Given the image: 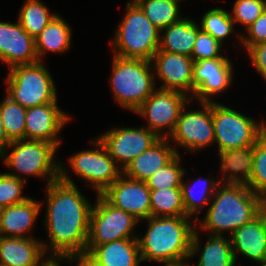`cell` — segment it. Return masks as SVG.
Wrapping results in <instances>:
<instances>
[{"mask_svg": "<svg viewBox=\"0 0 266 266\" xmlns=\"http://www.w3.org/2000/svg\"><path fill=\"white\" fill-rule=\"evenodd\" d=\"M0 115L10 141L25 139L26 108L6 95L0 102Z\"/></svg>", "mask_w": 266, "mask_h": 266, "instance_id": "32", "label": "cell"}, {"mask_svg": "<svg viewBox=\"0 0 266 266\" xmlns=\"http://www.w3.org/2000/svg\"><path fill=\"white\" fill-rule=\"evenodd\" d=\"M180 0H139L136 4L159 30L179 21Z\"/></svg>", "mask_w": 266, "mask_h": 266, "instance_id": "31", "label": "cell"}, {"mask_svg": "<svg viewBox=\"0 0 266 266\" xmlns=\"http://www.w3.org/2000/svg\"><path fill=\"white\" fill-rule=\"evenodd\" d=\"M113 57L110 83L114 98L122 108L134 112L156 89L152 61Z\"/></svg>", "mask_w": 266, "mask_h": 266, "instance_id": "4", "label": "cell"}, {"mask_svg": "<svg viewBox=\"0 0 266 266\" xmlns=\"http://www.w3.org/2000/svg\"><path fill=\"white\" fill-rule=\"evenodd\" d=\"M96 199L90 213L86 247H95L126 238H137L138 235L133 233L139 223L137 219L129 213L115 208L101 195H97Z\"/></svg>", "mask_w": 266, "mask_h": 266, "instance_id": "9", "label": "cell"}, {"mask_svg": "<svg viewBox=\"0 0 266 266\" xmlns=\"http://www.w3.org/2000/svg\"><path fill=\"white\" fill-rule=\"evenodd\" d=\"M6 95L24 108L57 103L55 82L42 61L10 68Z\"/></svg>", "mask_w": 266, "mask_h": 266, "instance_id": "7", "label": "cell"}, {"mask_svg": "<svg viewBox=\"0 0 266 266\" xmlns=\"http://www.w3.org/2000/svg\"><path fill=\"white\" fill-rule=\"evenodd\" d=\"M212 118L217 151L254 146L266 131L265 120L257 123L252 117L216 101H212Z\"/></svg>", "mask_w": 266, "mask_h": 266, "instance_id": "8", "label": "cell"}, {"mask_svg": "<svg viewBox=\"0 0 266 266\" xmlns=\"http://www.w3.org/2000/svg\"><path fill=\"white\" fill-rule=\"evenodd\" d=\"M61 261H67L68 263H75L76 259L67 256H48L38 266H62Z\"/></svg>", "mask_w": 266, "mask_h": 266, "instance_id": "41", "label": "cell"}, {"mask_svg": "<svg viewBox=\"0 0 266 266\" xmlns=\"http://www.w3.org/2000/svg\"><path fill=\"white\" fill-rule=\"evenodd\" d=\"M212 201L198 225L211 235H231L266 208V201L244 184L220 183Z\"/></svg>", "mask_w": 266, "mask_h": 266, "instance_id": "2", "label": "cell"}, {"mask_svg": "<svg viewBox=\"0 0 266 266\" xmlns=\"http://www.w3.org/2000/svg\"><path fill=\"white\" fill-rule=\"evenodd\" d=\"M164 266H191L189 264V261H184V262H180V263H173V264H166Z\"/></svg>", "mask_w": 266, "mask_h": 266, "instance_id": "43", "label": "cell"}, {"mask_svg": "<svg viewBox=\"0 0 266 266\" xmlns=\"http://www.w3.org/2000/svg\"><path fill=\"white\" fill-rule=\"evenodd\" d=\"M151 216H188L181 188L150 189Z\"/></svg>", "mask_w": 266, "mask_h": 266, "instance_id": "30", "label": "cell"}, {"mask_svg": "<svg viewBox=\"0 0 266 266\" xmlns=\"http://www.w3.org/2000/svg\"><path fill=\"white\" fill-rule=\"evenodd\" d=\"M191 101L184 93L157 87L134 113L147 118V128L159 138H169L181 110Z\"/></svg>", "mask_w": 266, "mask_h": 266, "instance_id": "11", "label": "cell"}, {"mask_svg": "<svg viewBox=\"0 0 266 266\" xmlns=\"http://www.w3.org/2000/svg\"><path fill=\"white\" fill-rule=\"evenodd\" d=\"M250 61L266 82V42L258 43L247 50Z\"/></svg>", "mask_w": 266, "mask_h": 266, "instance_id": "40", "label": "cell"}, {"mask_svg": "<svg viewBox=\"0 0 266 266\" xmlns=\"http://www.w3.org/2000/svg\"><path fill=\"white\" fill-rule=\"evenodd\" d=\"M71 117L57 103H47L26 109L25 139L60 145L59 134Z\"/></svg>", "mask_w": 266, "mask_h": 266, "instance_id": "17", "label": "cell"}, {"mask_svg": "<svg viewBox=\"0 0 266 266\" xmlns=\"http://www.w3.org/2000/svg\"><path fill=\"white\" fill-rule=\"evenodd\" d=\"M2 210L3 208L0 206V218H1Z\"/></svg>", "mask_w": 266, "mask_h": 266, "instance_id": "46", "label": "cell"}, {"mask_svg": "<svg viewBox=\"0 0 266 266\" xmlns=\"http://www.w3.org/2000/svg\"><path fill=\"white\" fill-rule=\"evenodd\" d=\"M193 63L190 56L158 50L152 64L155 77L157 75L162 82L159 88L178 91L192 98Z\"/></svg>", "mask_w": 266, "mask_h": 266, "instance_id": "16", "label": "cell"}, {"mask_svg": "<svg viewBox=\"0 0 266 266\" xmlns=\"http://www.w3.org/2000/svg\"><path fill=\"white\" fill-rule=\"evenodd\" d=\"M80 260L87 266H139L142 262L137 238L86 247Z\"/></svg>", "mask_w": 266, "mask_h": 266, "instance_id": "19", "label": "cell"}, {"mask_svg": "<svg viewBox=\"0 0 266 266\" xmlns=\"http://www.w3.org/2000/svg\"><path fill=\"white\" fill-rule=\"evenodd\" d=\"M130 1V3H134V4H136L139 0H129Z\"/></svg>", "mask_w": 266, "mask_h": 266, "instance_id": "45", "label": "cell"}, {"mask_svg": "<svg viewBox=\"0 0 266 266\" xmlns=\"http://www.w3.org/2000/svg\"><path fill=\"white\" fill-rule=\"evenodd\" d=\"M78 189L60 161L59 179L46 184L44 224L50 243L42 244L50 256L81 259L85 255L93 205Z\"/></svg>", "mask_w": 266, "mask_h": 266, "instance_id": "1", "label": "cell"}, {"mask_svg": "<svg viewBox=\"0 0 266 266\" xmlns=\"http://www.w3.org/2000/svg\"><path fill=\"white\" fill-rule=\"evenodd\" d=\"M45 254L40 239L0 236V266H38Z\"/></svg>", "mask_w": 266, "mask_h": 266, "instance_id": "22", "label": "cell"}, {"mask_svg": "<svg viewBox=\"0 0 266 266\" xmlns=\"http://www.w3.org/2000/svg\"><path fill=\"white\" fill-rule=\"evenodd\" d=\"M222 183L247 185L251 179L254 146L218 151ZM228 173V174H227ZM227 176V177H226ZM226 180V181H225Z\"/></svg>", "mask_w": 266, "mask_h": 266, "instance_id": "25", "label": "cell"}, {"mask_svg": "<svg viewBox=\"0 0 266 266\" xmlns=\"http://www.w3.org/2000/svg\"><path fill=\"white\" fill-rule=\"evenodd\" d=\"M197 227L194 230L191 242L190 259L195 254L200 253V258L197 266H235L236 261L233 256L230 237L220 235H209L208 241L203 249L200 244V237L197 232ZM201 246V247H200Z\"/></svg>", "mask_w": 266, "mask_h": 266, "instance_id": "24", "label": "cell"}, {"mask_svg": "<svg viewBox=\"0 0 266 266\" xmlns=\"http://www.w3.org/2000/svg\"><path fill=\"white\" fill-rule=\"evenodd\" d=\"M15 23L0 21V62L8 65L9 68L39 61L35 39L18 21Z\"/></svg>", "mask_w": 266, "mask_h": 266, "instance_id": "18", "label": "cell"}, {"mask_svg": "<svg viewBox=\"0 0 266 266\" xmlns=\"http://www.w3.org/2000/svg\"><path fill=\"white\" fill-rule=\"evenodd\" d=\"M229 237L236 263L241 254L259 265L266 264V208Z\"/></svg>", "mask_w": 266, "mask_h": 266, "instance_id": "20", "label": "cell"}, {"mask_svg": "<svg viewBox=\"0 0 266 266\" xmlns=\"http://www.w3.org/2000/svg\"><path fill=\"white\" fill-rule=\"evenodd\" d=\"M200 30L198 22L182 17L179 21L161 30V33H164L160 36L159 50L191 57Z\"/></svg>", "mask_w": 266, "mask_h": 266, "instance_id": "26", "label": "cell"}, {"mask_svg": "<svg viewBox=\"0 0 266 266\" xmlns=\"http://www.w3.org/2000/svg\"><path fill=\"white\" fill-rule=\"evenodd\" d=\"M180 153L158 169L147 181L149 189L181 188L185 169L181 166Z\"/></svg>", "mask_w": 266, "mask_h": 266, "instance_id": "35", "label": "cell"}, {"mask_svg": "<svg viewBox=\"0 0 266 266\" xmlns=\"http://www.w3.org/2000/svg\"><path fill=\"white\" fill-rule=\"evenodd\" d=\"M144 237L137 236L142 261L173 264L188 261L197 224L191 217L151 216Z\"/></svg>", "mask_w": 266, "mask_h": 266, "instance_id": "3", "label": "cell"}, {"mask_svg": "<svg viewBox=\"0 0 266 266\" xmlns=\"http://www.w3.org/2000/svg\"><path fill=\"white\" fill-rule=\"evenodd\" d=\"M246 34H238L241 44L245 47L246 51L253 45L266 42V9L260 17L246 29Z\"/></svg>", "mask_w": 266, "mask_h": 266, "instance_id": "39", "label": "cell"}, {"mask_svg": "<svg viewBox=\"0 0 266 266\" xmlns=\"http://www.w3.org/2000/svg\"><path fill=\"white\" fill-rule=\"evenodd\" d=\"M98 138L122 171L134 158L160 139L145 126L111 128Z\"/></svg>", "mask_w": 266, "mask_h": 266, "instance_id": "13", "label": "cell"}, {"mask_svg": "<svg viewBox=\"0 0 266 266\" xmlns=\"http://www.w3.org/2000/svg\"><path fill=\"white\" fill-rule=\"evenodd\" d=\"M0 155V159L16 173L7 174L19 178L25 182L26 175L45 178L47 184L59 179L60 160L57 162L55 154L58 147L46 141L40 140H15L11 141L6 150ZM13 149V150H12ZM20 174L25 175L23 178Z\"/></svg>", "mask_w": 266, "mask_h": 266, "instance_id": "6", "label": "cell"}, {"mask_svg": "<svg viewBox=\"0 0 266 266\" xmlns=\"http://www.w3.org/2000/svg\"><path fill=\"white\" fill-rule=\"evenodd\" d=\"M185 174H187L186 170L181 181L183 203L186 209V213L189 217L192 218L196 215V218L194 220L197 224L199 213H201V210H203V208L206 207L208 203L210 204L212 200L211 196L214 195L217 187L220 184V180L215 181L213 178L209 180V178L203 179L199 177V179H195V181L192 183V186H189L187 182L184 181ZM201 184L203 185L202 187L200 186ZM195 188H198L199 191H196H198L199 193L194 192Z\"/></svg>", "mask_w": 266, "mask_h": 266, "instance_id": "28", "label": "cell"}, {"mask_svg": "<svg viewBox=\"0 0 266 266\" xmlns=\"http://www.w3.org/2000/svg\"><path fill=\"white\" fill-rule=\"evenodd\" d=\"M25 183L7 173H0V206L5 208L26 201L29 197L22 195Z\"/></svg>", "mask_w": 266, "mask_h": 266, "instance_id": "37", "label": "cell"}, {"mask_svg": "<svg viewBox=\"0 0 266 266\" xmlns=\"http://www.w3.org/2000/svg\"><path fill=\"white\" fill-rule=\"evenodd\" d=\"M101 196L138 221L151 217L150 189L146 182L131 179L122 173Z\"/></svg>", "mask_w": 266, "mask_h": 266, "instance_id": "14", "label": "cell"}, {"mask_svg": "<svg viewBox=\"0 0 266 266\" xmlns=\"http://www.w3.org/2000/svg\"><path fill=\"white\" fill-rule=\"evenodd\" d=\"M11 141L8 139L6 136L4 126L1 120V115H0V155L6 151V148L9 146Z\"/></svg>", "mask_w": 266, "mask_h": 266, "instance_id": "42", "label": "cell"}, {"mask_svg": "<svg viewBox=\"0 0 266 266\" xmlns=\"http://www.w3.org/2000/svg\"><path fill=\"white\" fill-rule=\"evenodd\" d=\"M169 141V138H160L148 150L134 158L122 173L131 179L146 182L158 169L179 154Z\"/></svg>", "mask_w": 266, "mask_h": 266, "instance_id": "21", "label": "cell"}, {"mask_svg": "<svg viewBox=\"0 0 266 266\" xmlns=\"http://www.w3.org/2000/svg\"><path fill=\"white\" fill-rule=\"evenodd\" d=\"M41 206V202L28 198L22 203L3 208L0 218V236L35 238L27 233H30L33 228Z\"/></svg>", "mask_w": 266, "mask_h": 266, "instance_id": "23", "label": "cell"}, {"mask_svg": "<svg viewBox=\"0 0 266 266\" xmlns=\"http://www.w3.org/2000/svg\"><path fill=\"white\" fill-rule=\"evenodd\" d=\"M76 266H87L82 260L76 259Z\"/></svg>", "mask_w": 266, "mask_h": 266, "instance_id": "44", "label": "cell"}, {"mask_svg": "<svg viewBox=\"0 0 266 266\" xmlns=\"http://www.w3.org/2000/svg\"><path fill=\"white\" fill-rule=\"evenodd\" d=\"M199 103L202 106L200 110H185L187 104L183 107L176 127L169 136L170 142L172 140L174 143L176 142V146L184 147L190 152L203 150L207 146L213 145L215 141L212 101Z\"/></svg>", "mask_w": 266, "mask_h": 266, "instance_id": "12", "label": "cell"}, {"mask_svg": "<svg viewBox=\"0 0 266 266\" xmlns=\"http://www.w3.org/2000/svg\"><path fill=\"white\" fill-rule=\"evenodd\" d=\"M266 9V0H235L231 17L235 23L251 26Z\"/></svg>", "mask_w": 266, "mask_h": 266, "instance_id": "36", "label": "cell"}, {"mask_svg": "<svg viewBox=\"0 0 266 266\" xmlns=\"http://www.w3.org/2000/svg\"><path fill=\"white\" fill-rule=\"evenodd\" d=\"M247 186L266 201V131L254 145L252 175Z\"/></svg>", "mask_w": 266, "mask_h": 266, "instance_id": "34", "label": "cell"}, {"mask_svg": "<svg viewBox=\"0 0 266 266\" xmlns=\"http://www.w3.org/2000/svg\"><path fill=\"white\" fill-rule=\"evenodd\" d=\"M90 142L95 148L74 153L69 158V165L73 173L86 180L96 194L101 195L119 178L122 170L98 137Z\"/></svg>", "mask_w": 266, "mask_h": 266, "instance_id": "10", "label": "cell"}, {"mask_svg": "<svg viewBox=\"0 0 266 266\" xmlns=\"http://www.w3.org/2000/svg\"><path fill=\"white\" fill-rule=\"evenodd\" d=\"M21 8L17 21L34 39L57 15V13H51L50 9L41 0H25Z\"/></svg>", "mask_w": 266, "mask_h": 266, "instance_id": "29", "label": "cell"}, {"mask_svg": "<svg viewBox=\"0 0 266 266\" xmlns=\"http://www.w3.org/2000/svg\"><path fill=\"white\" fill-rule=\"evenodd\" d=\"M193 100L214 101L211 95L224 92L233 81L232 61L228 58L206 59L193 63Z\"/></svg>", "mask_w": 266, "mask_h": 266, "instance_id": "15", "label": "cell"}, {"mask_svg": "<svg viewBox=\"0 0 266 266\" xmlns=\"http://www.w3.org/2000/svg\"><path fill=\"white\" fill-rule=\"evenodd\" d=\"M235 22L231 14L222 8H212L201 18L200 29L209 33L221 44L227 37L234 33Z\"/></svg>", "mask_w": 266, "mask_h": 266, "instance_id": "33", "label": "cell"}, {"mask_svg": "<svg viewBox=\"0 0 266 266\" xmlns=\"http://www.w3.org/2000/svg\"><path fill=\"white\" fill-rule=\"evenodd\" d=\"M71 33L69 24L63 17L57 14L41 34L35 38V49L38 60L41 62L42 57L47 52L66 53L71 46Z\"/></svg>", "mask_w": 266, "mask_h": 266, "instance_id": "27", "label": "cell"}, {"mask_svg": "<svg viewBox=\"0 0 266 266\" xmlns=\"http://www.w3.org/2000/svg\"><path fill=\"white\" fill-rule=\"evenodd\" d=\"M222 45L209 33L200 30L194 43L191 58L193 62L214 58H227L220 54L221 50H223Z\"/></svg>", "mask_w": 266, "mask_h": 266, "instance_id": "38", "label": "cell"}, {"mask_svg": "<svg viewBox=\"0 0 266 266\" xmlns=\"http://www.w3.org/2000/svg\"><path fill=\"white\" fill-rule=\"evenodd\" d=\"M126 14L116 29L114 55L152 61L160 47L161 30L154 26L141 8L127 1Z\"/></svg>", "mask_w": 266, "mask_h": 266, "instance_id": "5", "label": "cell"}]
</instances>
